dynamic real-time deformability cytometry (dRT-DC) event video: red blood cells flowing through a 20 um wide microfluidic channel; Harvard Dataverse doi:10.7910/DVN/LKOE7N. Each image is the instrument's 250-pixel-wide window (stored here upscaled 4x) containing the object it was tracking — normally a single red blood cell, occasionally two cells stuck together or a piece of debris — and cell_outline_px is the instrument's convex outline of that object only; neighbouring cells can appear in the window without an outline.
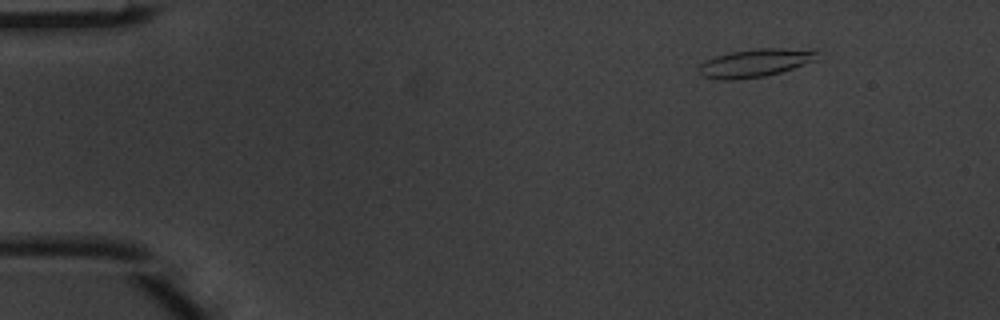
{"species": "common noctule bat (a hibernating species)", "species_latin": "Nyctalus noctula", "temperature_condition": "warm", "stored_images_in_passage": 4, "camera_frame_rate_fps": 3000, "um_per_image_px": 0.085, "animal": {"sex": "male", "body_mass_g": 20.1, "forearm_length_mm": 53.5}, "frame": {"image": 1, "passage_image": 1, "time_ms": 0.0, "image_size_px": [1000, 320], "cell_outline_px": [[816, 60], [780, 72], [764, 76], [736, 80], [716, 80], [704, 76], [700, 72], [700, 64], [716, 56], [732, 52], [760, 48], [816, 48]], "centroid_in_image_um": [64.24, 5.34], "position_along_channel_um": 20.8, "area_um2": 19.25}}
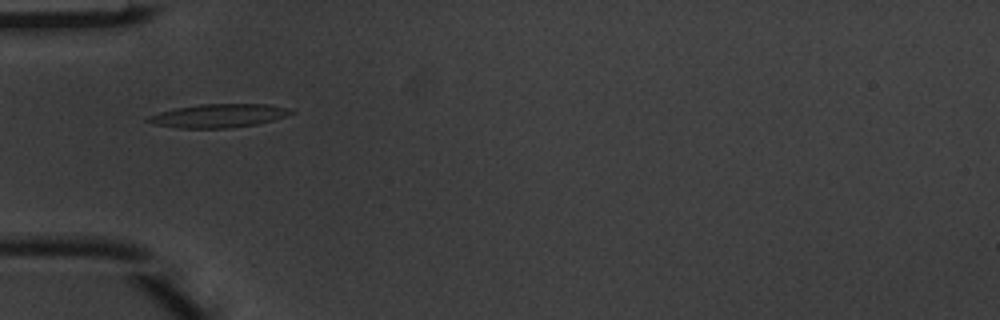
{"frame": {"image": 2, "passage_image": 4, "time_ms": 1.0, "image_size_px": [1000, 320], "cell_outline_px": [[296, 112], [288, 116], [256, 124], [228, 128], [176, 128], [152, 124], [144, 120], [148, 116], [160, 112], [176, 108], [200, 104], [268, 104], [292, 108]], "centroid_in_image_um": [18.6, 9.83], "position_along_channel_um": 66.4, "area_um2": 19.77}}